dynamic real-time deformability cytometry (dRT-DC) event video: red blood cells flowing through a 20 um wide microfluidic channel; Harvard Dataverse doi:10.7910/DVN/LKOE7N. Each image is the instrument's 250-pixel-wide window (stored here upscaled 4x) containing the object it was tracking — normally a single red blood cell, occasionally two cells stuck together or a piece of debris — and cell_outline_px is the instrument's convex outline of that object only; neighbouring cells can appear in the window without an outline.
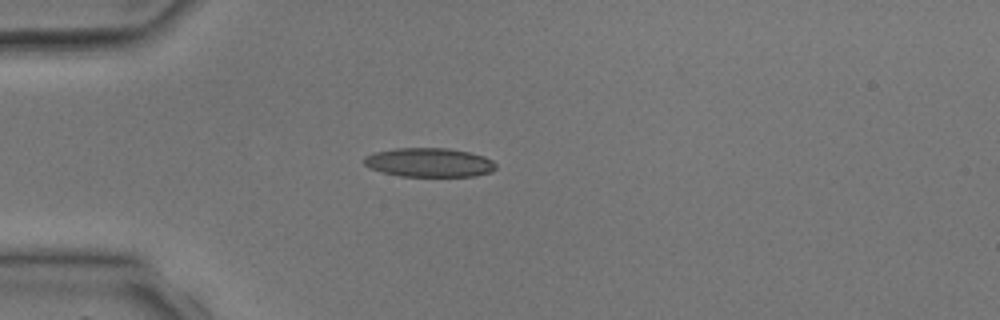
{"species": "common noctule bat (a hibernating species)", "species_latin": "Nyctalus noctula", "temperature_condition": "room temperature", "stored_images_in_passage": 3, "camera_frame_rate_fps": 3000, "um_per_image_px": 0.085, "animal": {"sex": "male", "body_mass_g": 17.9, "forearm_length_mm": 54.2}, "frame": {"image": 1, "passage_image": 3, "time_ms": 3.333, "image_size_px": [1000, 320], "cell_outline_px": [[496, 168], [492, 172], [476, 176], [400, 176], [384, 172], [372, 168], [364, 164], [364, 156], [372, 152], [396, 148], [448, 148], [468, 152], [484, 156], [492, 160], [496, 164]], "centroid_in_image_um": [36.5, 13.8], "position_along_channel_um": 48.5, "area_um2": 22.31}}